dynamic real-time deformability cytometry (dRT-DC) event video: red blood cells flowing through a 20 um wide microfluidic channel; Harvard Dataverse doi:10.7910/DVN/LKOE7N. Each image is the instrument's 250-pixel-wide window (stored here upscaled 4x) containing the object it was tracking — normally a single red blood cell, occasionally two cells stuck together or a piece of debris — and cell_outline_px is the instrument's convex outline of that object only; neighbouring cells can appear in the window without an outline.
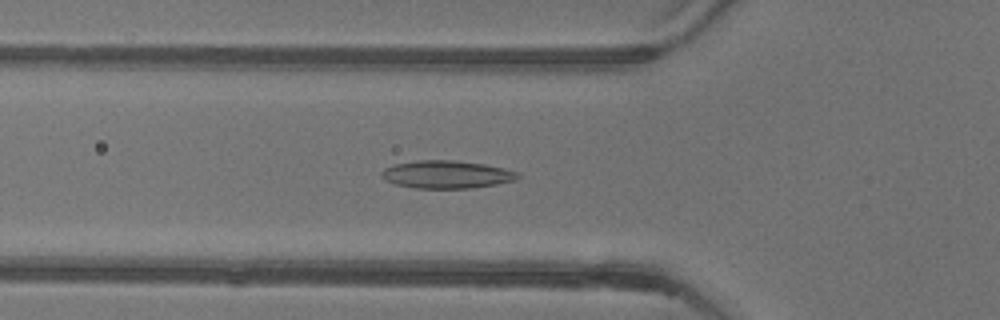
{"species": "common noctule bat (a hibernating species)", "species_latin": "Nyctalus noctula", "temperature_condition": "warm", "stored_images_in_passage": 52, "camera_frame_rate_fps": 3000, "um_per_image_px": 0.085, "animal": {"sex": "female"}, "frame": {"image": 1, "passage_image": 18, "time_ms": 5.667, "image_size_px": [1000, 320], "cell_outline_px": [[520, 176], [516, 180], [496, 184], [472, 188], [416, 188], [396, 184], [384, 180], [380, 176], [380, 172], [384, 168], [392, 164], [416, 160], [456, 160], [484, 164], [504, 168], [516, 172]], "centroid_in_image_um": [37.91, 14.82], "position_along_channel_um": 87.9, "area_um2": 22.2}}
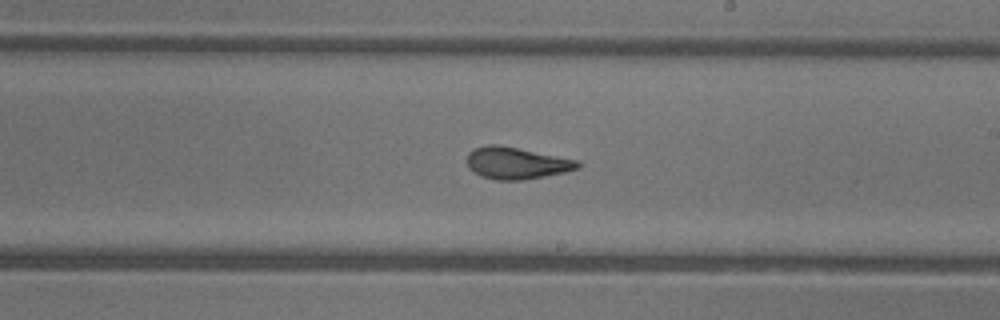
{"frame": {"image": 2, "passage_image": 30, "time_ms": 9.667, "image_size_px": [1000, 320], "cell_outline_px": [[580, 168], [564, 172], [544, 176], [520, 180], [496, 180], [480, 176], [468, 168], [468, 152], [476, 148], [488, 144], [496, 144], [580, 160]], "centroid_in_image_um": [43.9, 13.86], "position_along_channel_um": 245.1, "area_um2": 20.46}}
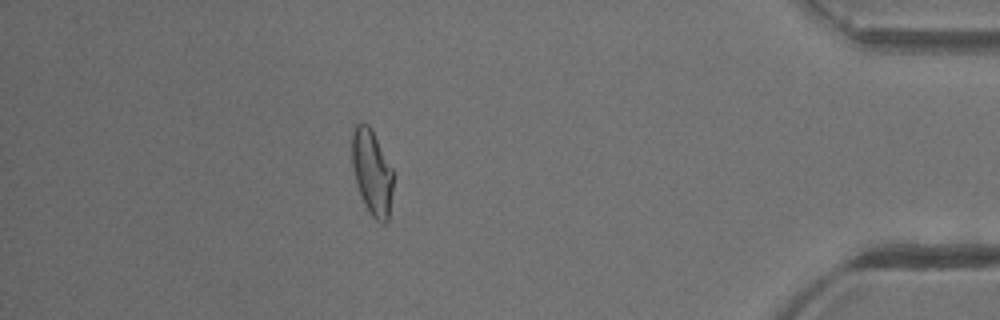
{"frame": {"image": 3, "passage_image": 46, "time_ms": 15.0, "image_size_px": [1000, 320], "cell_outline_px": [[396, 172], [388, 220], [384, 224], [380, 224], [372, 216], [364, 204], [352, 168], [352, 132], [356, 124], [368, 124], [372, 128]], "centroid_in_image_um": [31.68, 14.64], "position_along_channel_um": 403.5, "area_um2": 21.1}, "authors_computed_cell_mechanics": {"area_um2": 21.2126, "velocity_mm_per_s": 3.917, "shape_relaxation_time_tau1_ms": 8.3835, "shape_relaxation_time_tau2_ms": 1.723, "deformation_change_tau1": 0.243, "deformation_change_tau2": 0.1003}}